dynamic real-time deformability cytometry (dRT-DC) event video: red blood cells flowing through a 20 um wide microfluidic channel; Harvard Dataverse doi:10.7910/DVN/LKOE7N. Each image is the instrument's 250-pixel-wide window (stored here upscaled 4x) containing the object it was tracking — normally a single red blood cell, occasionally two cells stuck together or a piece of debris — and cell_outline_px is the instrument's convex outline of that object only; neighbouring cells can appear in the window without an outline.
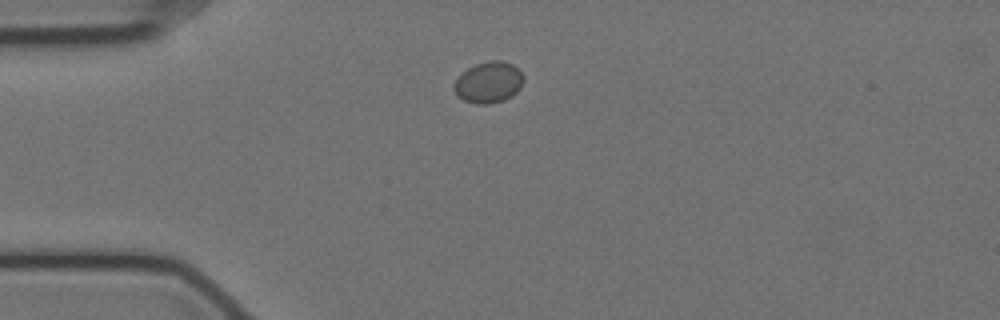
{"species": "Egyptian fruit bat (a non-hibernating species)", "species_latin": "Rousettus aegyptiacus", "temperature_condition": "cold", "stored_images_in_passage": 36, "camera_frame_rate_fps": 3000, "um_per_image_px": 0.085, "animal": {"sex": "female"}, "frame": {"image": 1, "passage_image": 1, "time_ms": 0.0, "image_size_px": [1000, 320], "cell_outline_px": [[524, 80], [520, 88], [512, 96], [504, 100], [488, 104], [476, 104], [464, 100], [452, 88], [456, 80], [468, 68], [476, 64], [488, 60], [500, 60], [512, 64], [524, 76]], "centroid_in_image_um": [41.55, 7.0], "position_along_channel_um": 43.4, "area_um2": 16.53}}
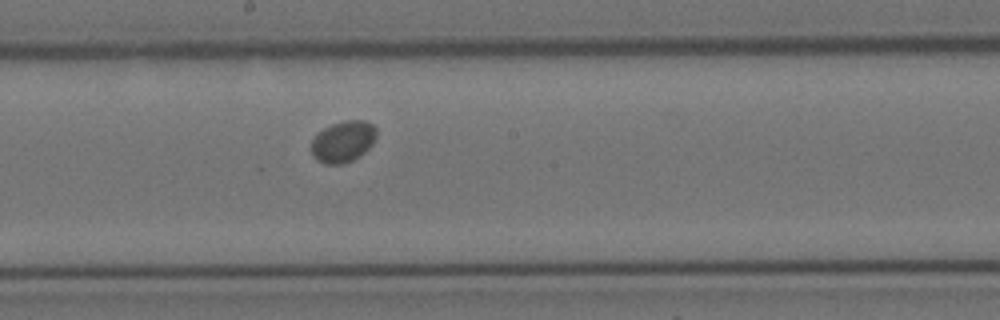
{"frame": {"image": 2, "passage_image": 18, "time_ms": 5.667, "image_size_px": [1000, 320], "cell_outline_px": [[376, 136], [372, 144], [360, 156], [344, 164], [324, 164], [316, 160], [312, 156], [308, 148], [312, 140], [324, 128], [332, 124], [344, 120], [364, 120], [372, 124], [376, 128]], "centroid_in_image_um": [29.12, 12.05], "position_along_channel_um": 219.1, "area_um2": 15.9}}
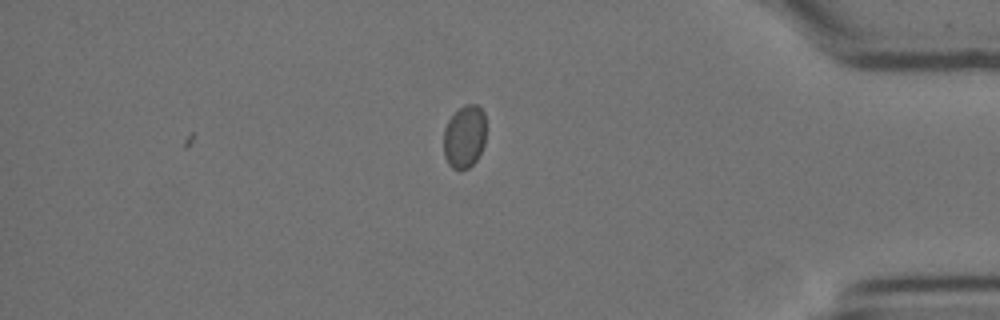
{"frame": {"image": 3, "passage_image": 36, "time_ms": 11.667, "image_size_px": [1000, 320], "cell_outline_px": [[484, 144], [476, 160], [468, 168], [460, 172], [452, 168], [448, 164], [444, 156], [444, 128], [448, 120], [464, 104], [476, 104], [484, 112]], "centroid_in_image_um": [39.46, 11.64], "position_along_channel_um": 395.7, "area_um2": 15.55}}